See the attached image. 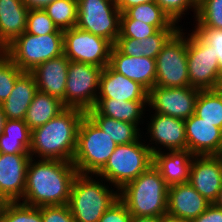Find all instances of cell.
<instances>
[{
    "mask_svg": "<svg viewBox=\"0 0 222 222\" xmlns=\"http://www.w3.org/2000/svg\"><path fill=\"white\" fill-rule=\"evenodd\" d=\"M109 65L116 72L140 83L148 91L155 86L156 59L154 58L126 56L113 45Z\"/></svg>",
    "mask_w": 222,
    "mask_h": 222,
    "instance_id": "20",
    "label": "cell"
},
{
    "mask_svg": "<svg viewBox=\"0 0 222 222\" xmlns=\"http://www.w3.org/2000/svg\"><path fill=\"white\" fill-rule=\"evenodd\" d=\"M7 202H9L0 192V208L6 204Z\"/></svg>",
    "mask_w": 222,
    "mask_h": 222,
    "instance_id": "50",
    "label": "cell"
},
{
    "mask_svg": "<svg viewBox=\"0 0 222 222\" xmlns=\"http://www.w3.org/2000/svg\"><path fill=\"white\" fill-rule=\"evenodd\" d=\"M124 14L137 22H144L160 29H179L175 23L155 2L139 4L127 9Z\"/></svg>",
    "mask_w": 222,
    "mask_h": 222,
    "instance_id": "30",
    "label": "cell"
},
{
    "mask_svg": "<svg viewBox=\"0 0 222 222\" xmlns=\"http://www.w3.org/2000/svg\"><path fill=\"white\" fill-rule=\"evenodd\" d=\"M185 136L193 155H222V130L195 114L185 119Z\"/></svg>",
    "mask_w": 222,
    "mask_h": 222,
    "instance_id": "16",
    "label": "cell"
},
{
    "mask_svg": "<svg viewBox=\"0 0 222 222\" xmlns=\"http://www.w3.org/2000/svg\"><path fill=\"white\" fill-rule=\"evenodd\" d=\"M179 28L156 57L155 86L177 88L190 86L187 64V31ZM186 34V35H185Z\"/></svg>",
    "mask_w": 222,
    "mask_h": 222,
    "instance_id": "9",
    "label": "cell"
},
{
    "mask_svg": "<svg viewBox=\"0 0 222 222\" xmlns=\"http://www.w3.org/2000/svg\"><path fill=\"white\" fill-rule=\"evenodd\" d=\"M44 10L60 30H67L77 24V0H55Z\"/></svg>",
    "mask_w": 222,
    "mask_h": 222,
    "instance_id": "31",
    "label": "cell"
},
{
    "mask_svg": "<svg viewBox=\"0 0 222 222\" xmlns=\"http://www.w3.org/2000/svg\"><path fill=\"white\" fill-rule=\"evenodd\" d=\"M25 32L32 35L63 33L44 9H29Z\"/></svg>",
    "mask_w": 222,
    "mask_h": 222,
    "instance_id": "35",
    "label": "cell"
},
{
    "mask_svg": "<svg viewBox=\"0 0 222 222\" xmlns=\"http://www.w3.org/2000/svg\"><path fill=\"white\" fill-rule=\"evenodd\" d=\"M112 46L113 44L109 40L76 26L63 31L64 55L70 61L104 68L110 62Z\"/></svg>",
    "mask_w": 222,
    "mask_h": 222,
    "instance_id": "12",
    "label": "cell"
},
{
    "mask_svg": "<svg viewBox=\"0 0 222 222\" xmlns=\"http://www.w3.org/2000/svg\"><path fill=\"white\" fill-rule=\"evenodd\" d=\"M142 138L130 144L117 145L96 175L118 191L136 179L153 164V153L146 145L147 138L145 141Z\"/></svg>",
    "mask_w": 222,
    "mask_h": 222,
    "instance_id": "5",
    "label": "cell"
},
{
    "mask_svg": "<svg viewBox=\"0 0 222 222\" xmlns=\"http://www.w3.org/2000/svg\"><path fill=\"white\" fill-rule=\"evenodd\" d=\"M193 25L222 29V0H199Z\"/></svg>",
    "mask_w": 222,
    "mask_h": 222,
    "instance_id": "33",
    "label": "cell"
},
{
    "mask_svg": "<svg viewBox=\"0 0 222 222\" xmlns=\"http://www.w3.org/2000/svg\"><path fill=\"white\" fill-rule=\"evenodd\" d=\"M23 72H31L41 63L64 54L63 33L32 35L24 32L3 51Z\"/></svg>",
    "mask_w": 222,
    "mask_h": 222,
    "instance_id": "7",
    "label": "cell"
},
{
    "mask_svg": "<svg viewBox=\"0 0 222 222\" xmlns=\"http://www.w3.org/2000/svg\"><path fill=\"white\" fill-rule=\"evenodd\" d=\"M103 68L70 61L65 88V107L87 112L96 104Z\"/></svg>",
    "mask_w": 222,
    "mask_h": 222,
    "instance_id": "11",
    "label": "cell"
},
{
    "mask_svg": "<svg viewBox=\"0 0 222 222\" xmlns=\"http://www.w3.org/2000/svg\"><path fill=\"white\" fill-rule=\"evenodd\" d=\"M194 156L187 149L162 151L153 154V165L168 186L187 183Z\"/></svg>",
    "mask_w": 222,
    "mask_h": 222,
    "instance_id": "22",
    "label": "cell"
},
{
    "mask_svg": "<svg viewBox=\"0 0 222 222\" xmlns=\"http://www.w3.org/2000/svg\"><path fill=\"white\" fill-rule=\"evenodd\" d=\"M159 222H189L179 218L171 217L169 215H164L160 218Z\"/></svg>",
    "mask_w": 222,
    "mask_h": 222,
    "instance_id": "47",
    "label": "cell"
},
{
    "mask_svg": "<svg viewBox=\"0 0 222 222\" xmlns=\"http://www.w3.org/2000/svg\"><path fill=\"white\" fill-rule=\"evenodd\" d=\"M42 222H76L68 204L41 207Z\"/></svg>",
    "mask_w": 222,
    "mask_h": 222,
    "instance_id": "40",
    "label": "cell"
},
{
    "mask_svg": "<svg viewBox=\"0 0 222 222\" xmlns=\"http://www.w3.org/2000/svg\"><path fill=\"white\" fill-rule=\"evenodd\" d=\"M6 121V117L2 111L1 105H0V136L3 134L4 129V123Z\"/></svg>",
    "mask_w": 222,
    "mask_h": 222,
    "instance_id": "48",
    "label": "cell"
},
{
    "mask_svg": "<svg viewBox=\"0 0 222 222\" xmlns=\"http://www.w3.org/2000/svg\"><path fill=\"white\" fill-rule=\"evenodd\" d=\"M23 73L12 60L0 51V104L11 94L17 78Z\"/></svg>",
    "mask_w": 222,
    "mask_h": 222,
    "instance_id": "34",
    "label": "cell"
},
{
    "mask_svg": "<svg viewBox=\"0 0 222 222\" xmlns=\"http://www.w3.org/2000/svg\"><path fill=\"white\" fill-rule=\"evenodd\" d=\"M178 29H160L155 34L141 40L117 37L114 46L124 55L156 59L162 47Z\"/></svg>",
    "mask_w": 222,
    "mask_h": 222,
    "instance_id": "25",
    "label": "cell"
},
{
    "mask_svg": "<svg viewBox=\"0 0 222 222\" xmlns=\"http://www.w3.org/2000/svg\"><path fill=\"white\" fill-rule=\"evenodd\" d=\"M31 138H13L2 134L0 136V153L30 154Z\"/></svg>",
    "mask_w": 222,
    "mask_h": 222,
    "instance_id": "39",
    "label": "cell"
},
{
    "mask_svg": "<svg viewBox=\"0 0 222 222\" xmlns=\"http://www.w3.org/2000/svg\"><path fill=\"white\" fill-rule=\"evenodd\" d=\"M30 154L0 153V192L9 201H20L26 185Z\"/></svg>",
    "mask_w": 222,
    "mask_h": 222,
    "instance_id": "17",
    "label": "cell"
},
{
    "mask_svg": "<svg viewBox=\"0 0 222 222\" xmlns=\"http://www.w3.org/2000/svg\"><path fill=\"white\" fill-rule=\"evenodd\" d=\"M70 60L62 54L38 65L31 73L35 77L37 91L61 100L65 106V88Z\"/></svg>",
    "mask_w": 222,
    "mask_h": 222,
    "instance_id": "21",
    "label": "cell"
},
{
    "mask_svg": "<svg viewBox=\"0 0 222 222\" xmlns=\"http://www.w3.org/2000/svg\"><path fill=\"white\" fill-rule=\"evenodd\" d=\"M148 101H120L114 99H97L93 107L100 115L119 121L135 124H144ZM144 119H143V118ZM144 120V121H143Z\"/></svg>",
    "mask_w": 222,
    "mask_h": 222,
    "instance_id": "26",
    "label": "cell"
},
{
    "mask_svg": "<svg viewBox=\"0 0 222 222\" xmlns=\"http://www.w3.org/2000/svg\"><path fill=\"white\" fill-rule=\"evenodd\" d=\"M199 0H156L155 3L177 24L188 11L196 16Z\"/></svg>",
    "mask_w": 222,
    "mask_h": 222,
    "instance_id": "36",
    "label": "cell"
},
{
    "mask_svg": "<svg viewBox=\"0 0 222 222\" xmlns=\"http://www.w3.org/2000/svg\"><path fill=\"white\" fill-rule=\"evenodd\" d=\"M28 12L22 0H0V51L25 32Z\"/></svg>",
    "mask_w": 222,
    "mask_h": 222,
    "instance_id": "23",
    "label": "cell"
},
{
    "mask_svg": "<svg viewBox=\"0 0 222 222\" xmlns=\"http://www.w3.org/2000/svg\"><path fill=\"white\" fill-rule=\"evenodd\" d=\"M86 114L117 145L136 142L143 135L141 133V128H139L137 125L119 121L107 116H102L94 108L88 110Z\"/></svg>",
    "mask_w": 222,
    "mask_h": 222,
    "instance_id": "28",
    "label": "cell"
},
{
    "mask_svg": "<svg viewBox=\"0 0 222 222\" xmlns=\"http://www.w3.org/2000/svg\"><path fill=\"white\" fill-rule=\"evenodd\" d=\"M156 0H115L116 5L121 13H124L127 9L150 2H155Z\"/></svg>",
    "mask_w": 222,
    "mask_h": 222,
    "instance_id": "44",
    "label": "cell"
},
{
    "mask_svg": "<svg viewBox=\"0 0 222 222\" xmlns=\"http://www.w3.org/2000/svg\"><path fill=\"white\" fill-rule=\"evenodd\" d=\"M131 213L118 198L102 215L98 222H131Z\"/></svg>",
    "mask_w": 222,
    "mask_h": 222,
    "instance_id": "41",
    "label": "cell"
},
{
    "mask_svg": "<svg viewBox=\"0 0 222 222\" xmlns=\"http://www.w3.org/2000/svg\"><path fill=\"white\" fill-rule=\"evenodd\" d=\"M77 175L72 162L31 157L26 170L24 195L19 202L34 207L68 204Z\"/></svg>",
    "mask_w": 222,
    "mask_h": 222,
    "instance_id": "1",
    "label": "cell"
},
{
    "mask_svg": "<svg viewBox=\"0 0 222 222\" xmlns=\"http://www.w3.org/2000/svg\"><path fill=\"white\" fill-rule=\"evenodd\" d=\"M77 10V28L116 43L121 12L115 0H77Z\"/></svg>",
    "mask_w": 222,
    "mask_h": 222,
    "instance_id": "10",
    "label": "cell"
},
{
    "mask_svg": "<svg viewBox=\"0 0 222 222\" xmlns=\"http://www.w3.org/2000/svg\"><path fill=\"white\" fill-rule=\"evenodd\" d=\"M85 114L77 108H66L46 124L31 130V157L72 162L79 125Z\"/></svg>",
    "mask_w": 222,
    "mask_h": 222,
    "instance_id": "2",
    "label": "cell"
},
{
    "mask_svg": "<svg viewBox=\"0 0 222 222\" xmlns=\"http://www.w3.org/2000/svg\"><path fill=\"white\" fill-rule=\"evenodd\" d=\"M194 114L222 130V89L200 90Z\"/></svg>",
    "mask_w": 222,
    "mask_h": 222,
    "instance_id": "29",
    "label": "cell"
},
{
    "mask_svg": "<svg viewBox=\"0 0 222 222\" xmlns=\"http://www.w3.org/2000/svg\"><path fill=\"white\" fill-rule=\"evenodd\" d=\"M0 222H42L41 207L7 202L0 208Z\"/></svg>",
    "mask_w": 222,
    "mask_h": 222,
    "instance_id": "32",
    "label": "cell"
},
{
    "mask_svg": "<svg viewBox=\"0 0 222 222\" xmlns=\"http://www.w3.org/2000/svg\"><path fill=\"white\" fill-rule=\"evenodd\" d=\"M117 144L85 114L78 130L73 165L79 174H97L107 163Z\"/></svg>",
    "mask_w": 222,
    "mask_h": 222,
    "instance_id": "6",
    "label": "cell"
},
{
    "mask_svg": "<svg viewBox=\"0 0 222 222\" xmlns=\"http://www.w3.org/2000/svg\"><path fill=\"white\" fill-rule=\"evenodd\" d=\"M211 203L188 182L169 186L167 215L185 221L196 219Z\"/></svg>",
    "mask_w": 222,
    "mask_h": 222,
    "instance_id": "19",
    "label": "cell"
},
{
    "mask_svg": "<svg viewBox=\"0 0 222 222\" xmlns=\"http://www.w3.org/2000/svg\"><path fill=\"white\" fill-rule=\"evenodd\" d=\"M108 184L96 174L78 173L73 181L68 202L76 222H98L105 211L119 198V191L111 189Z\"/></svg>",
    "mask_w": 222,
    "mask_h": 222,
    "instance_id": "4",
    "label": "cell"
},
{
    "mask_svg": "<svg viewBox=\"0 0 222 222\" xmlns=\"http://www.w3.org/2000/svg\"><path fill=\"white\" fill-rule=\"evenodd\" d=\"M160 218L157 217H147V216H133L131 217V222H159Z\"/></svg>",
    "mask_w": 222,
    "mask_h": 222,
    "instance_id": "46",
    "label": "cell"
},
{
    "mask_svg": "<svg viewBox=\"0 0 222 222\" xmlns=\"http://www.w3.org/2000/svg\"><path fill=\"white\" fill-rule=\"evenodd\" d=\"M188 183L213 204L222 186V155H195Z\"/></svg>",
    "mask_w": 222,
    "mask_h": 222,
    "instance_id": "15",
    "label": "cell"
},
{
    "mask_svg": "<svg viewBox=\"0 0 222 222\" xmlns=\"http://www.w3.org/2000/svg\"><path fill=\"white\" fill-rule=\"evenodd\" d=\"M3 134L13 138H31V129L24 120L6 119Z\"/></svg>",
    "mask_w": 222,
    "mask_h": 222,
    "instance_id": "42",
    "label": "cell"
},
{
    "mask_svg": "<svg viewBox=\"0 0 222 222\" xmlns=\"http://www.w3.org/2000/svg\"><path fill=\"white\" fill-rule=\"evenodd\" d=\"M147 117L150 121H147L145 130H147L146 134H149L146 137L150 139L146 145L153 154L162 152V150L165 152L167 150L187 149L184 119L159 113L151 114V116H146L145 118Z\"/></svg>",
    "mask_w": 222,
    "mask_h": 222,
    "instance_id": "14",
    "label": "cell"
},
{
    "mask_svg": "<svg viewBox=\"0 0 222 222\" xmlns=\"http://www.w3.org/2000/svg\"><path fill=\"white\" fill-rule=\"evenodd\" d=\"M209 45L194 29L187 35V64L189 84L199 90L221 87L218 58Z\"/></svg>",
    "mask_w": 222,
    "mask_h": 222,
    "instance_id": "8",
    "label": "cell"
},
{
    "mask_svg": "<svg viewBox=\"0 0 222 222\" xmlns=\"http://www.w3.org/2000/svg\"><path fill=\"white\" fill-rule=\"evenodd\" d=\"M194 29L209 45L213 47L215 57L218 58L219 70L222 75V29L206 26H194Z\"/></svg>",
    "mask_w": 222,
    "mask_h": 222,
    "instance_id": "38",
    "label": "cell"
},
{
    "mask_svg": "<svg viewBox=\"0 0 222 222\" xmlns=\"http://www.w3.org/2000/svg\"><path fill=\"white\" fill-rule=\"evenodd\" d=\"M97 99L148 101V90L140 83L116 72L109 64L103 68Z\"/></svg>",
    "mask_w": 222,
    "mask_h": 222,
    "instance_id": "18",
    "label": "cell"
},
{
    "mask_svg": "<svg viewBox=\"0 0 222 222\" xmlns=\"http://www.w3.org/2000/svg\"><path fill=\"white\" fill-rule=\"evenodd\" d=\"M36 92L35 77L31 72H23L6 101L0 104L6 119L24 120Z\"/></svg>",
    "mask_w": 222,
    "mask_h": 222,
    "instance_id": "24",
    "label": "cell"
},
{
    "mask_svg": "<svg viewBox=\"0 0 222 222\" xmlns=\"http://www.w3.org/2000/svg\"><path fill=\"white\" fill-rule=\"evenodd\" d=\"M199 91L192 86L177 88L154 86L148 91L149 109L147 111L149 114L155 112L184 120L188 119L195 113V103Z\"/></svg>",
    "mask_w": 222,
    "mask_h": 222,
    "instance_id": "13",
    "label": "cell"
},
{
    "mask_svg": "<svg viewBox=\"0 0 222 222\" xmlns=\"http://www.w3.org/2000/svg\"><path fill=\"white\" fill-rule=\"evenodd\" d=\"M158 29L155 26L144 22H137L128 18L124 13L120 16V35L118 37H128L141 40L155 34Z\"/></svg>",
    "mask_w": 222,
    "mask_h": 222,
    "instance_id": "37",
    "label": "cell"
},
{
    "mask_svg": "<svg viewBox=\"0 0 222 222\" xmlns=\"http://www.w3.org/2000/svg\"><path fill=\"white\" fill-rule=\"evenodd\" d=\"M65 109L63 102L58 98L37 91L28 107L24 122L33 130L46 124Z\"/></svg>",
    "mask_w": 222,
    "mask_h": 222,
    "instance_id": "27",
    "label": "cell"
},
{
    "mask_svg": "<svg viewBox=\"0 0 222 222\" xmlns=\"http://www.w3.org/2000/svg\"><path fill=\"white\" fill-rule=\"evenodd\" d=\"M28 9H44L55 0H22Z\"/></svg>",
    "mask_w": 222,
    "mask_h": 222,
    "instance_id": "45",
    "label": "cell"
},
{
    "mask_svg": "<svg viewBox=\"0 0 222 222\" xmlns=\"http://www.w3.org/2000/svg\"><path fill=\"white\" fill-rule=\"evenodd\" d=\"M190 222H222V209L211 204L203 213Z\"/></svg>",
    "mask_w": 222,
    "mask_h": 222,
    "instance_id": "43",
    "label": "cell"
},
{
    "mask_svg": "<svg viewBox=\"0 0 222 222\" xmlns=\"http://www.w3.org/2000/svg\"><path fill=\"white\" fill-rule=\"evenodd\" d=\"M216 207L222 209V186L219 190V194L218 197L216 199V201L213 203Z\"/></svg>",
    "mask_w": 222,
    "mask_h": 222,
    "instance_id": "49",
    "label": "cell"
},
{
    "mask_svg": "<svg viewBox=\"0 0 222 222\" xmlns=\"http://www.w3.org/2000/svg\"><path fill=\"white\" fill-rule=\"evenodd\" d=\"M168 188L159 170L152 164L119 190V199L133 216L161 218L167 215Z\"/></svg>",
    "mask_w": 222,
    "mask_h": 222,
    "instance_id": "3",
    "label": "cell"
}]
</instances>
